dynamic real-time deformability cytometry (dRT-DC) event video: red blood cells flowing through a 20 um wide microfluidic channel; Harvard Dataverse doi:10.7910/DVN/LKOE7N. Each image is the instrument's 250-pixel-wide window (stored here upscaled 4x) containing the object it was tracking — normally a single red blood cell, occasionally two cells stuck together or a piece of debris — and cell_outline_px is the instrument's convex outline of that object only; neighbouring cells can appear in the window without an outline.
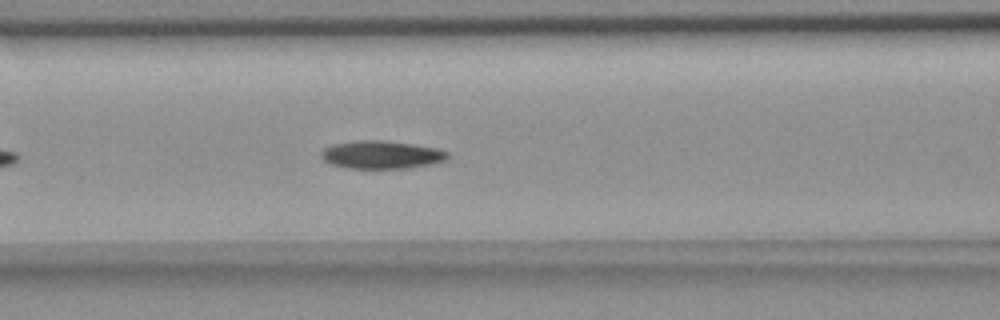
{"species": "common noctule bat (a hibernating species)", "species_latin": "Nyctalus noctula", "temperature_condition": "room temperature", "stored_images_in_passage": 19, "camera_frame_rate_fps": 3000, "um_per_image_px": 0.085, "animal": {"sex": "female", "body_mass_g": 18.4}, "frame": {"image": 1, "passage_image": 11, "time_ms": 3.333, "image_size_px": [1000, 320], "cell_outline_px": [[448, 156], [444, 160], [432, 164], [412, 168], [344, 168], [332, 164], [324, 160], [320, 156], [320, 152], [324, 148], [332, 144], [356, 140], [384, 140], [412, 144], [436, 148], [448, 152]], "centroid_in_image_um": [32.39, 13.15], "position_along_channel_um": 134.2, "area_um2": 20.69}}
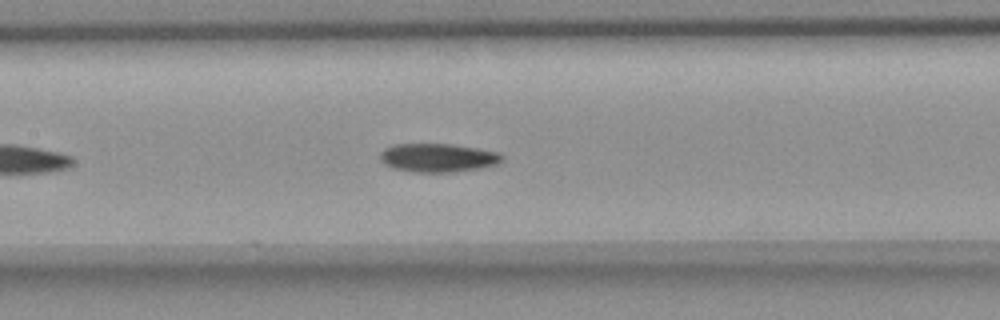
{"frame": {"image": 2, "passage_image": 14, "time_ms": 4.333, "image_size_px": [1000, 320], "cell_outline_px": [[504, 160], [496, 164], [480, 168], [456, 172], [412, 172], [392, 168], [384, 164], [380, 160], [380, 152], [384, 148], [396, 144], [452, 144], [500, 152], [504, 156]], "centroid_in_image_um": [37.22, 13.41], "position_along_channel_um": 170.2, "area_um2": 20.52}}